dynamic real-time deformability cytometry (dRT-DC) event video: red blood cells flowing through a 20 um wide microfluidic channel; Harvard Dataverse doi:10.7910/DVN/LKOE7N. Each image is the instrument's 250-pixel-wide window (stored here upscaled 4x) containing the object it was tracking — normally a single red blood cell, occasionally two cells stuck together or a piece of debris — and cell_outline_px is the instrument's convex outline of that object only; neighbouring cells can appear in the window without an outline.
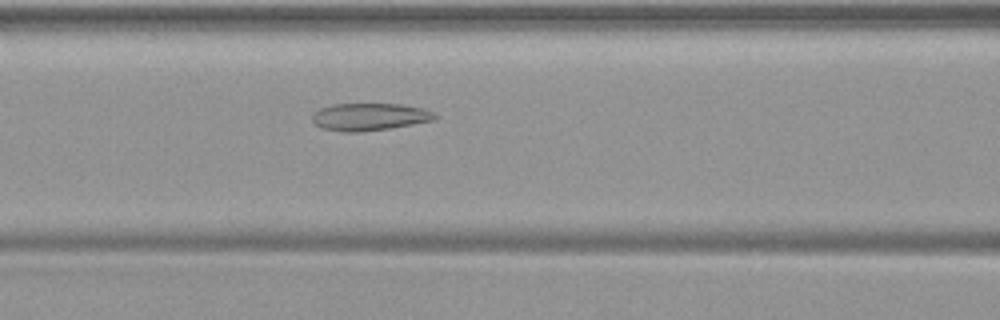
{"species": "common noctule bat (a hibernating species)", "species_latin": "Nyctalus noctula", "temperature_condition": "warm", "stored_images_in_passage": 34, "camera_frame_rate_fps": 3000, "um_per_image_px": 0.085, "animal": {"sex": "female", "body_mass_g": 19.9}, "frame": {"image": 1, "passage_image": 6, "time_ms": 1.667, "image_size_px": [1000, 320], "cell_outline_px": [[440, 116], [436, 120], [392, 128], [360, 132], [340, 132], [320, 128], [312, 120], [312, 112], [320, 108], [332, 104], [404, 104], [424, 108], [436, 112]], "centroid_in_image_um": [31.45, 9.93], "position_along_channel_um": 135.1, "area_um2": 20.11}}
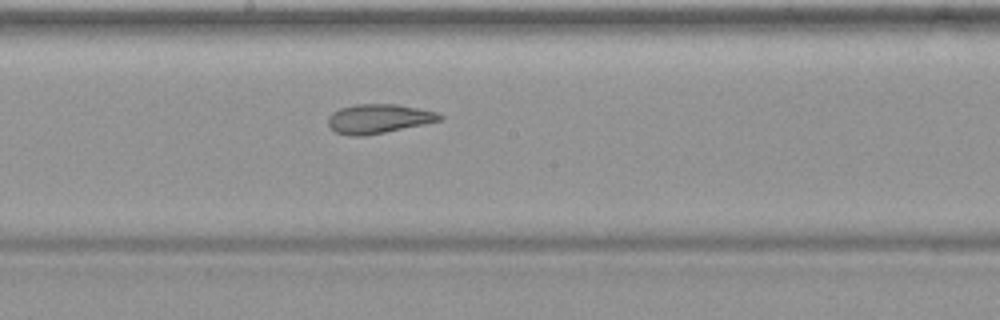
{"frame": {"image": 2, "passage_image": 12, "time_ms": 3.667, "image_size_px": [1000, 320], "cell_outline_px": [[444, 116], [440, 120], [384, 132], [364, 136], [348, 136], [336, 132], [328, 124], [328, 116], [332, 112], [340, 108], [356, 104], [396, 104], [436, 112]], "centroid_in_image_um": [32.12, 10.09], "position_along_channel_um": 216.1, "area_um2": 18.73}}
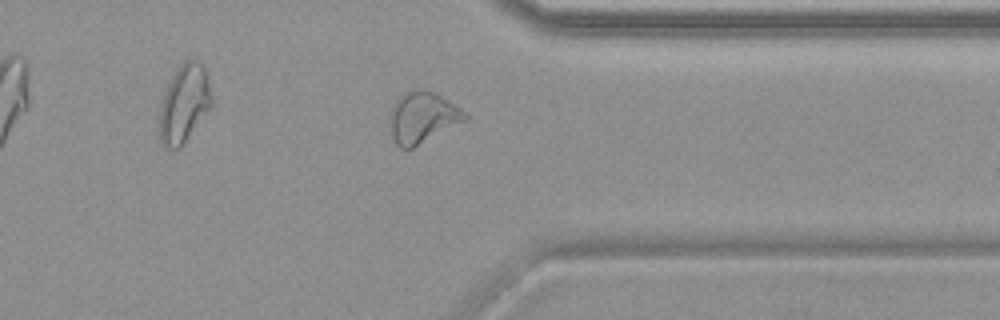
{"frame": {"image": 3, "passage_image": 24, "time_ms": 7.667, "image_size_px": [1000, 320], "cell_outline_px": [[468, 120], [412, 148], [400, 148], [396, 144], [392, 136], [388, 120], [388, 116], [396, 100], [404, 92], [416, 88], [420, 88], [436, 92], [460, 108], [468, 116]], "centroid_in_image_um": [35.9, 9.97], "position_along_channel_um": 375.5, "area_um2": 22.66}}